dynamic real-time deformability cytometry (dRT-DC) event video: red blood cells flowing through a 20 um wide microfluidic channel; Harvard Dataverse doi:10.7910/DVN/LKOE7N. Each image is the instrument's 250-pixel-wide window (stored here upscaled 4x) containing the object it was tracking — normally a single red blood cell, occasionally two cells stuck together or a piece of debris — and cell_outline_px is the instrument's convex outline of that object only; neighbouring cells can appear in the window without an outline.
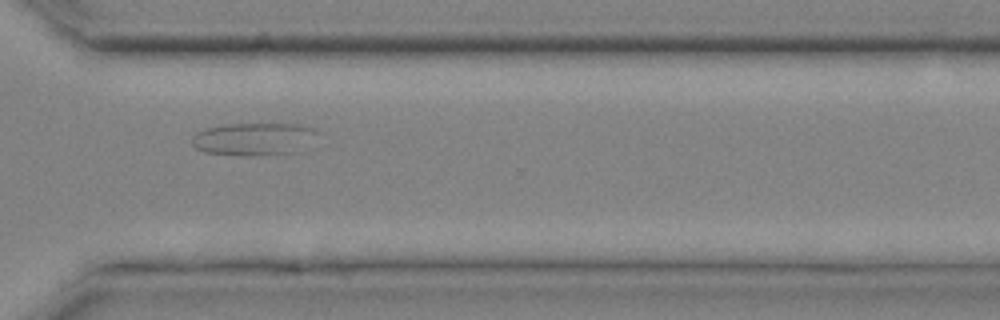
{"species": "common noctule bat (a hibernating species)", "species_latin": "Nyctalus noctula", "temperature_condition": "cold", "stored_images_in_passage": 26, "camera_frame_rate_fps": 3000, "um_per_image_px": 0.085, "animal": {"sex": "male", "body_mass_g": 20.4}, "frame": {"image": 1, "passage_image": 22, "time_ms": 7.0, "image_size_px": [1000, 320], "cell_outline_px": [[324, 132], [296, 152], [256, 156], [244, 156], [204, 152], [196, 148], [192, 144], [192, 136], [196, 132], [208, 128], [224, 124], [300, 124]], "centroid_in_image_um": [21.61, 11.81], "position_along_channel_um": 349.0, "area_um2": 24.16}}